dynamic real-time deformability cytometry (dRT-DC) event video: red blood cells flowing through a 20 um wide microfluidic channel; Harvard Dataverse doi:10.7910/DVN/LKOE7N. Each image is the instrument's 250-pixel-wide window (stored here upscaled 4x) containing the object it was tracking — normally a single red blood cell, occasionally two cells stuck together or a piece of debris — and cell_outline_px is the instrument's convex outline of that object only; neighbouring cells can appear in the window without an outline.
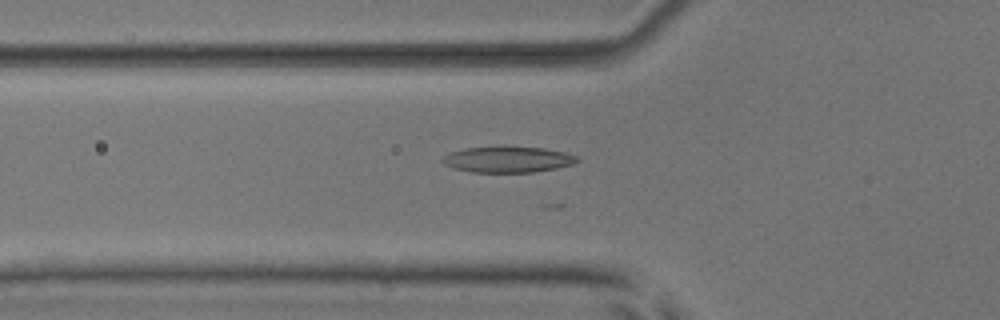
{"species": "common noctule bat (a hibernating species)", "species_latin": "Nyctalus noctula", "temperature_condition": "room temperature", "stored_images_in_passage": 20, "camera_frame_rate_fps": 3000, "um_per_image_px": 0.085, "animal": {"sex": "male", "body_mass_g": 17.9, "forearm_length_mm": 54.2}, "frame": {"image": 1, "passage_image": 2, "time_ms": 0.333, "image_size_px": [1000, 320], "cell_outline_px": [[580, 160], [572, 164], [556, 168], [532, 172], [472, 172], [452, 168], [444, 164], [440, 160], [448, 152], [464, 148], [496, 144], [504, 144], [544, 148], [564, 152], [580, 156]], "centroid_in_image_um": [43.13, 13.5], "position_along_channel_um": 82.7, "area_um2": 21.33}}